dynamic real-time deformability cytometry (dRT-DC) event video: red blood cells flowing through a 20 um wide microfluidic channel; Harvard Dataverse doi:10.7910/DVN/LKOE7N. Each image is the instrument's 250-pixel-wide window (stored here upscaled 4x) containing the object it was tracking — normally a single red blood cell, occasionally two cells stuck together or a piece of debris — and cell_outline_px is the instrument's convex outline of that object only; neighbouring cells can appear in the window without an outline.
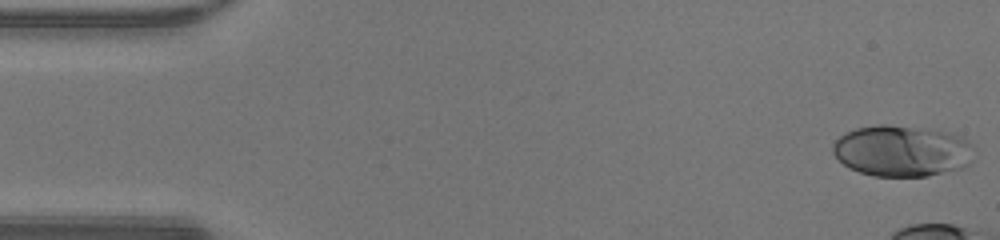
{"species": "human", "species_latin": "Homo sapiens", "temperature_condition": "warm", "stored_images_in_passage": 11, "camera_frame_rate_fps": 3000, "um_per_image_px": 0.085, "donor": {"sex": "male"}, "frame": {"image": 1, "passage_image": 1, "time_ms": 0.0, "image_size_px": [1000, 240], "cell_outline_px": [[972, 144], [968, 164], [964, 168], [928, 176], [872, 176], [848, 168], [832, 152], [832, 144], [844, 132], [856, 128], [880, 124], [888, 124], [924, 128], [956, 132], [964, 136]], "centroid_in_image_um": [76.67, 12.81], "position_along_channel_um": 8.3, "area_um2": 42.6}}